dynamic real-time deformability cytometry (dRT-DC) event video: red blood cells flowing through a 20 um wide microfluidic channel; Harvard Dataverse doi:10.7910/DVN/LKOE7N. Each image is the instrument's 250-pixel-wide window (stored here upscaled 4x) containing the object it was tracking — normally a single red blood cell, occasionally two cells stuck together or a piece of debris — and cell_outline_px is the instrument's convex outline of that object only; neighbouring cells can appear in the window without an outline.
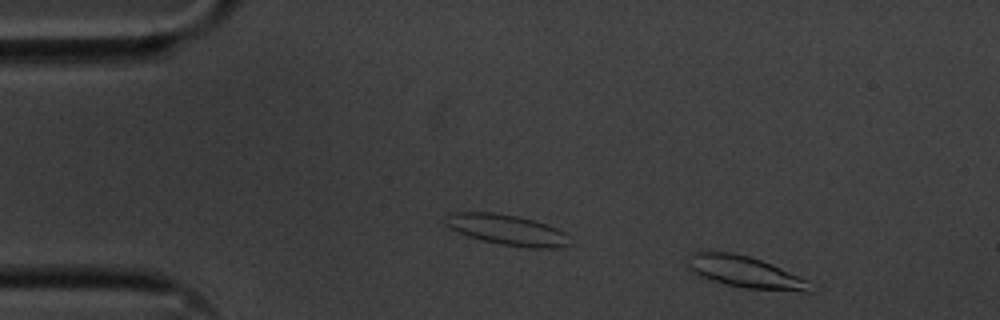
{"species": "common noctule bat (a hibernating species)", "species_latin": "Nyctalus noctula", "temperature_condition": "cold", "stored_images_in_passage": 44, "camera_frame_rate_fps": 3000, "um_per_image_px": 0.085, "animal": {"sex": "male", "body_mass_g": 20.1, "forearm_length_mm": 53.5}, "frame": {"image": 1, "passage_image": 3, "time_ms": 0.667, "image_size_px": [1000, 320], "cell_outline_px": [[820, 288], [812, 292], [800, 292], [744, 288], [712, 280], [700, 276], [688, 264], [688, 252], [732, 252], [748, 256], [772, 264], [808, 280]], "centroid_in_image_um": [63.48, 23.15], "position_along_channel_um": 21.5, "area_um2": 22.66}}
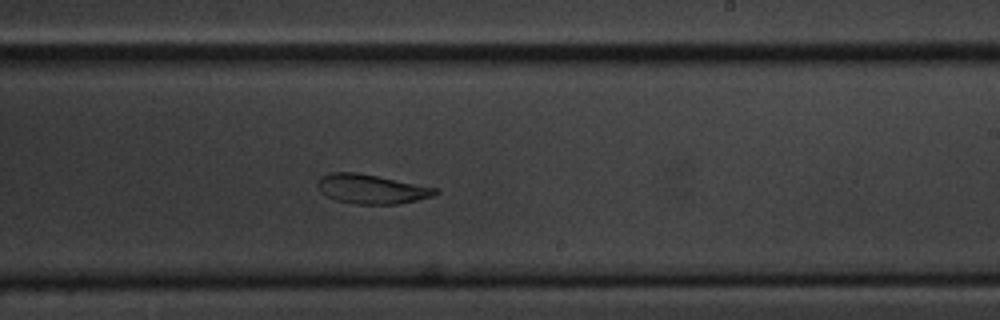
{"frame": {"image": 2, "passage_image": 30, "time_ms": 9.667, "image_size_px": [1000, 320], "cell_outline_px": [[440, 192], [432, 196], [400, 204], [352, 204], [336, 200], [320, 192], [316, 184], [320, 176], [332, 172], [356, 172], [436, 188]], "centroid_in_image_um": [31.52, 16.07], "position_along_channel_um": 257.5, "area_um2": 20.0}}
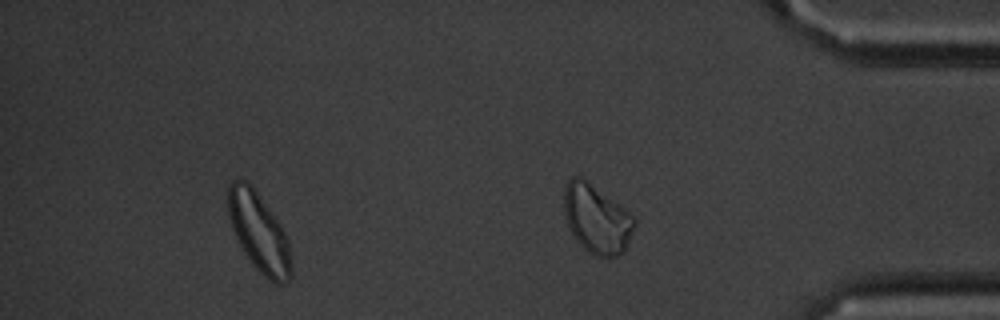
{"frame": {"image": 3, "passage_image": 42, "time_ms": 13.667, "image_size_px": [1000, 320], "cell_outline_px": [[292, 276], [288, 280], [280, 284], [276, 284], [268, 280], [252, 264], [244, 252], [232, 228], [228, 216], [228, 188], [232, 180], [244, 180], [252, 184], [280, 224], [288, 240], [292, 256]], "centroid_in_image_um": [22.03, 19.76], "position_along_channel_um": 413.2, "area_um2": 29.13}, "authors_computed_cell_mechanics": {"area_um2": 21.2126, "velocity_mm_per_s": 3.5122, "shape_relaxation_time_tau1_ms": 5.8234, "shape_relaxation_time_tau2_ms": null, "deformation_change_tau1": 0.1159, "deformation_change_tau2": null}}